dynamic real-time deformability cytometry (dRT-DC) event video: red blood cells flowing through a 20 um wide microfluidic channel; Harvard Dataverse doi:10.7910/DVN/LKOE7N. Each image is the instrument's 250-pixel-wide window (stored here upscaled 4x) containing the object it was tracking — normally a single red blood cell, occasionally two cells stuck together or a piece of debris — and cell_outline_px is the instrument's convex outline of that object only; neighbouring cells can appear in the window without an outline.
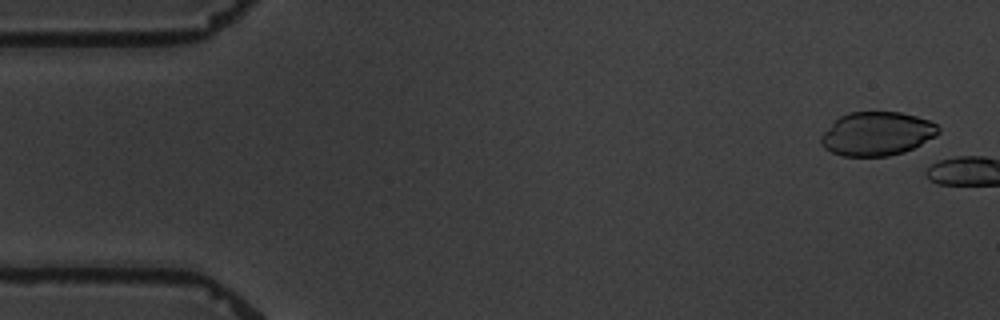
{"species": "common noctule bat (a hibernating species)", "species_latin": "Nyctalus noctula", "temperature_condition": "warm", "stored_images_in_passage": 2, "camera_frame_rate_fps": 3000, "um_per_image_px": 0.085, "animal": {"sex": "male", "body_mass_g": 19.5, "forearm_length_mm": 54.6}, "frame": {"image": 1, "passage_image": 1, "time_ms": 0.0, "image_size_px": [1000, 320], "cell_outline_px": [[940, 132], [936, 136], [904, 152], [888, 156], [844, 156], [832, 152], [824, 148], [820, 144], [820, 136], [840, 116], [848, 112], [900, 112], [916, 116], [928, 120], [936, 124], [940, 128]], "centroid_in_image_um": [74.54, 11.37], "position_along_channel_um": 10.5, "area_um2": 29.82}}